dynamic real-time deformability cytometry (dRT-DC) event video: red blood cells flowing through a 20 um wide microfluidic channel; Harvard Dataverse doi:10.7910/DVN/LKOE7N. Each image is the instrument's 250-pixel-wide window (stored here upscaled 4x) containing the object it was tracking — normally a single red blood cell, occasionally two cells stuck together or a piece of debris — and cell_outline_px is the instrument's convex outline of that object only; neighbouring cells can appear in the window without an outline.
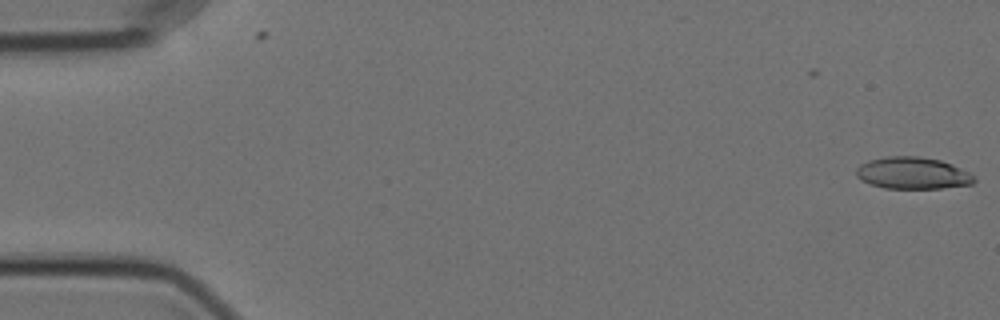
{"species": "Egyptian fruit bat (a non-hibernating species)", "species_latin": "Rousettus aegyptiacus", "temperature_condition": "cold", "stored_images_in_passage": 4, "camera_frame_rate_fps": 3000, "um_per_image_px": 0.085, "animal": {"sex": "female"}, "frame": {"image": 1, "passage_image": 1, "time_ms": 0.0, "image_size_px": [1000, 320], "cell_outline_px": [[976, 180], [972, 184], [940, 188], [884, 188], [860, 180], [856, 176], [856, 168], [860, 164], [868, 160], [888, 156], [920, 156], [940, 160], [952, 164], [976, 176]], "centroid_in_image_um": [77.57, 14.71], "position_along_channel_um": 7.4, "area_um2": 21.96}}